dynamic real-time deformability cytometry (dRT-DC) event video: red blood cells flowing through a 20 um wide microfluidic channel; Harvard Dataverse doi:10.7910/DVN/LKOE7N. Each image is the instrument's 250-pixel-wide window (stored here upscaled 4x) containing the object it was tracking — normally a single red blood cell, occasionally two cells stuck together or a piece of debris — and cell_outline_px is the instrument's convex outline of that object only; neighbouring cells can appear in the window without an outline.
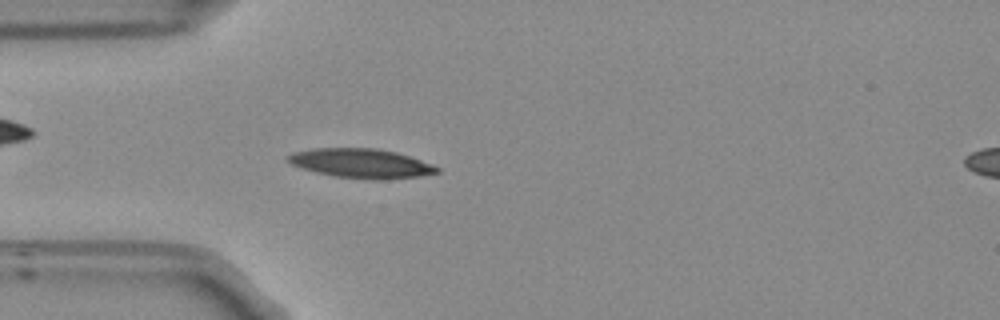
{"species": "Egyptian fruit bat (a non-hibernating species)", "species_latin": "Rousettus aegyptiacus", "temperature_condition": "room temperature", "stored_images_in_passage": 52, "camera_frame_rate_fps": 3000, "um_per_image_px": 0.085, "frame": {"image": 1, "passage_image": 14, "time_ms": 4.333, "image_size_px": [1000, 320], "cell_outline_px": [[440, 172], [416, 176], [336, 176], [316, 172], [292, 164], [284, 160], [284, 156], [292, 152], [316, 148], [376, 148], [396, 152], [432, 164], [440, 168]], "centroid_in_image_um": [30.59, 13.81], "position_along_channel_um": 54.4, "area_um2": 24.1}}
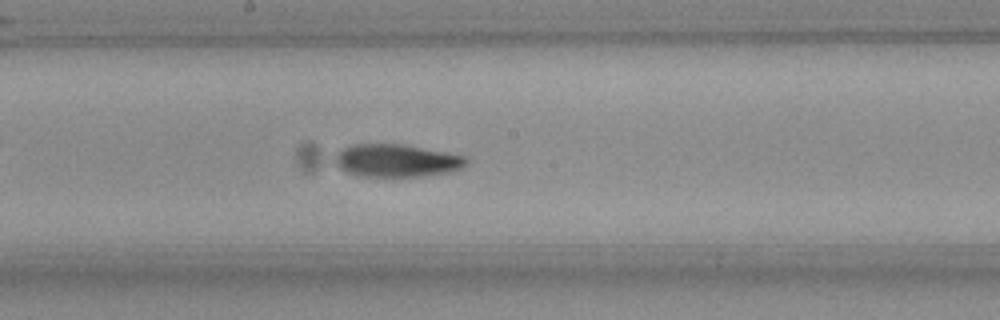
{"frame": {"image": 2, "passage_image": 27, "time_ms": 8.667, "image_size_px": [1000, 320], "cell_outline_px": [[468, 164], [460, 168], [448, 172], [420, 176], [364, 176], [348, 172], [340, 168], [336, 164], [336, 152], [352, 144], [400, 144], [444, 152], [464, 156], [468, 160]], "centroid_in_image_um": [33.7, 13.64], "position_along_channel_um": 214.5, "area_um2": 24.57}}
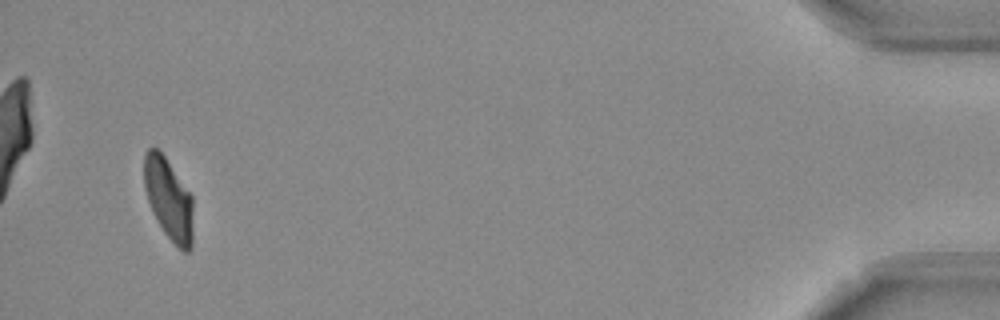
{"frame": {"image": 3, "passage_image": 50, "time_ms": 16.333, "image_size_px": [1000, 320], "cell_outline_px": [[192, 248], [188, 252], [184, 252], [164, 232], [156, 220], [152, 212], [144, 188], [144, 152], [148, 148], [156, 148], [164, 156], [192, 196]], "centroid_in_image_um": [14.32, 16.92], "position_along_channel_um": 420.9, "area_um2": 23.06}, "authors_computed_cell_mechanics": {"area_um2": 24.3916, "velocity_mm_per_s": 3.7939, "shape_relaxation_time_tau1_ms": 7.0611, "shape_relaxation_time_tau2_ms": 2.5786, "deformation_change_tau1": 0.2014, "deformation_change_tau2": 0.0826}}